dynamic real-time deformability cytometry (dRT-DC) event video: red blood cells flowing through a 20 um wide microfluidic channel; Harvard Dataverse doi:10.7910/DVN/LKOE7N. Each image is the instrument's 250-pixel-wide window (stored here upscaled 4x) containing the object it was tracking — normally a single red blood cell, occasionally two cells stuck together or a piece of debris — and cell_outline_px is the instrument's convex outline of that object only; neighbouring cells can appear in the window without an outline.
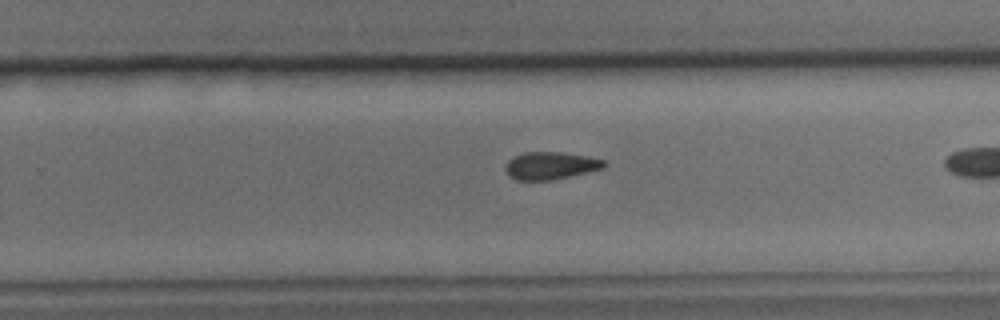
{"species": "common noctule bat (a hibernating species)", "species_latin": "Nyctalus noctula", "temperature_condition": "cold", "stored_images_in_passage": 31, "segment_of_instrument_passage": [2, 2], "camera_frame_rate_fps": 3000, "um_per_image_px": 0.085, "animal": {"sex": "male", "body_mass_g": 15.6}, "frame": {"image": 1, "passage_image": 25, "time_ms": 8.0, "image_size_px": [1000, 320], "cell_outline_px": [[604, 168], [552, 180], [516, 180], [504, 168], [508, 160], [512, 156], [524, 152], [560, 152], [584, 156], [604, 160]], "centroid_in_image_um": [46.75, 14.07], "position_along_channel_um": 283.0, "area_um2": 15.55}}
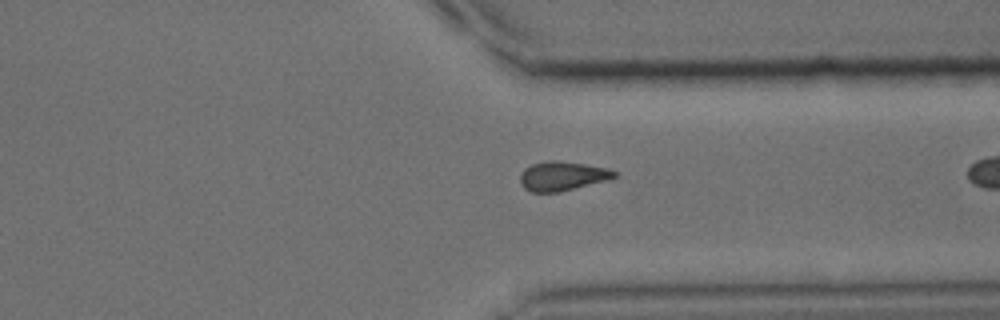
{"frame": {"image": 2, "passage_image": 30, "time_ms": 9.667, "image_size_px": [1000, 320], "cell_outline_px": [[616, 176], [608, 180], [556, 192], [532, 192], [524, 188], [520, 184], [520, 172], [524, 168], [532, 164], [548, 160], [556, 160], [584, 164], [608, 168], [616, 172]], "centroid_in_image_um": [47.76, 14.95], "position_along_channel_um": 363.6, "area_um2": 15.95}}